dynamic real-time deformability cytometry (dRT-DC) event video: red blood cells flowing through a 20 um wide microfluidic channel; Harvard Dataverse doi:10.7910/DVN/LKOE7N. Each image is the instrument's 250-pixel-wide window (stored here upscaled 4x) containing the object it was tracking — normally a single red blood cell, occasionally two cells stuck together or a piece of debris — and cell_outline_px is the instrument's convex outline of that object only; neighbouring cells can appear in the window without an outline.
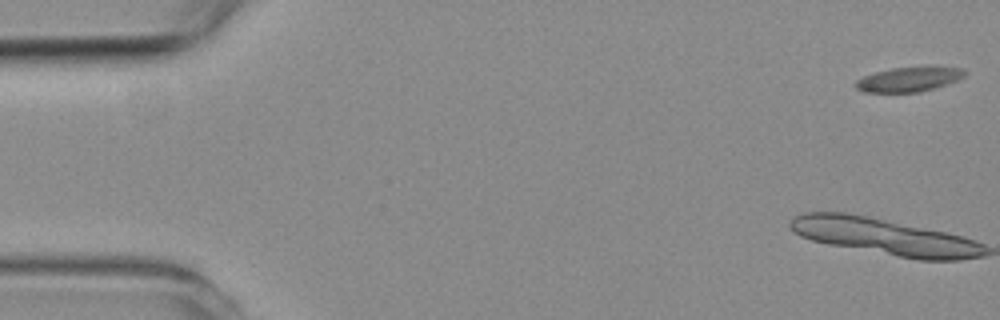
{"species": "common noctule bat (a hibernating species)", "species_latin": "Nyctalus noctula", "temperature_condition": "room temperature", "stored_images_in_passage": 11, "camera_frame_rate_fps": 3000, "um_per_image_px": 0.085, "animal": {"sex": "female", "body_mass_g": 19.3, "forearm_length_mm": 54.1}, "frame": {"image": 1, "passage_image": 1, "time_ms": 0.0, "image_size_px": [1000, 320], "cell_outline_px": [[968, 72], [964, 76], [956, 80], [936, 88], [920, 92], [864, 92], [856, 88], [852, 84], [856, 80], [864, 76], [876, 72], [892, 68], [964, 68]], "centroid_in_image_um": [77.2, 6.77], "position_along_channel_um": 7.8, "area_um2": 15.32}}